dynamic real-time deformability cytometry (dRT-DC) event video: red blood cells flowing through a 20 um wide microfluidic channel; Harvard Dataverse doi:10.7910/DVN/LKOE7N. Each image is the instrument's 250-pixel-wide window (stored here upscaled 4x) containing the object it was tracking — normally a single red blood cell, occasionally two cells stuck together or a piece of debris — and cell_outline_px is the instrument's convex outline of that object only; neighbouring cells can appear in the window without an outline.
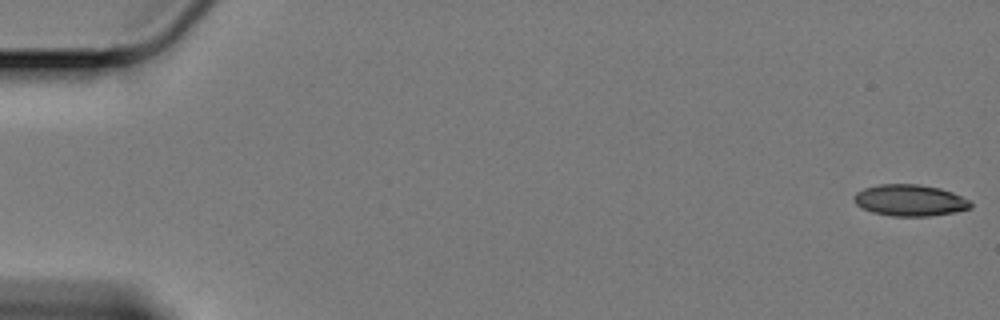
{"species": "Egyptian fruit bat (a non-hibernating species)", "species_latin": "Rousettus aegyptiacus", "temperature_condition": "cold", "stored_images_in_passage": 60, "camera_frame_rate_fps": 3000, "um_per_image_px": 0.085, "animal": {"sex": "female"}, "frame": {"image": 1, "passage_image": 1, "time_ms": 0.0, "image_size_px": [1000, 320], "cell_outline_px": [[972, 208], [956, 212], [928, 216], [892, 216], [872, 212], [860, 208], [852, 200], [852, 196], [856, 192], [864, 188], [880, 184], [920, 184], [940, 188], [952, 192], [968, 200], [972, 204]], "centroid_in_image_um": [77.3, 17.03], "position_along_channel_um": 7.7, "area_um2": 21.56}}
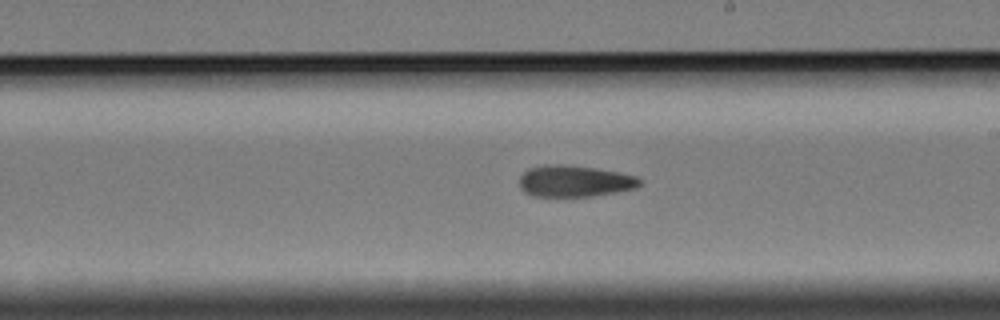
{"frame": {"image": 2, "passage_image": 35, "time_ms": 11.333, "image_size_px": [1000, 320], "cell_outline_px": [[644, 180], [636, 188], [616, 192], [592, 196], [536, 196], [524, 192], [520, 188], [520, 176], [528, 168], [544, 164], [564, 164], [596, 168], [620, 172], [636, 176]], "centroid_in_image_um": [48.85, 15.38], "position_along_channel_um": 240.1, "area_um2": 22.25}}
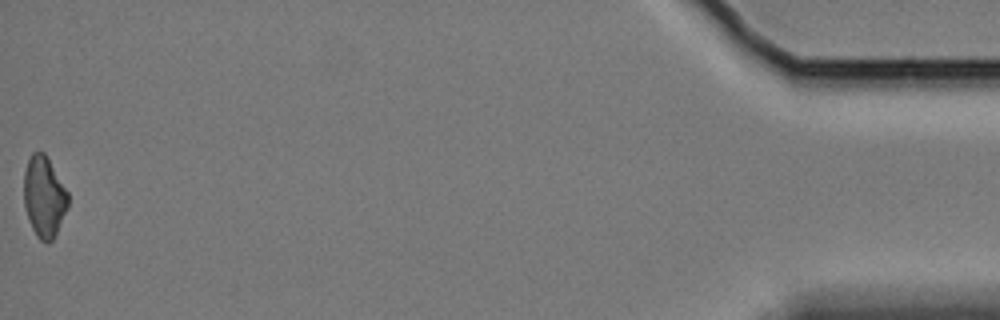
{"frame": {"image": 3, "passage_image": 60, "time_ms": 19.667, "image_size_px": [1000, 320], "cell_outline_px": [[68, 208], [56, 236], [48, 244], [40, 240], [36, 236], [32, 228], [24, 208], [24, 172], [28, 160], [32, 152], [44, 152], [68, 192]], "centroid_in_image_um": [3.75, 16.77], "position_along_channel_um": 431.4, "area_um2": 20.98}}